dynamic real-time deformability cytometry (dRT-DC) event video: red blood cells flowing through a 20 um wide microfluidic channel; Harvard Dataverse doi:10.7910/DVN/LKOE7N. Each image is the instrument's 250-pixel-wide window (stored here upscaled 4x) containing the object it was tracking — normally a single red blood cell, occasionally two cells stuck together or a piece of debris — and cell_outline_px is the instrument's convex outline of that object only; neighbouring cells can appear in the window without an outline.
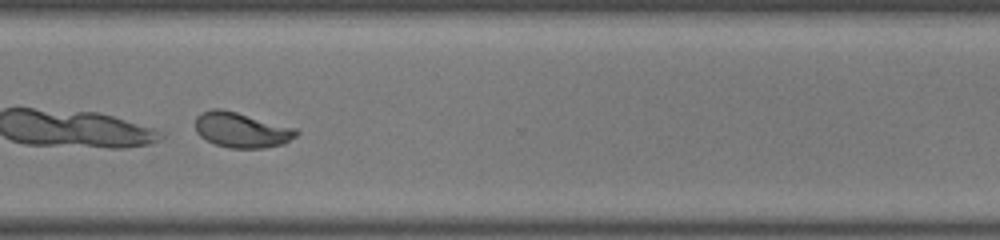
{"species": "common noctule bat (a hibernating species)", "species_latin": "Nyctalus noctula", "temperature_condition": "room temperature", "stored_images_in_passage": 43, "camera_frame_rate_fps": 3000, "um_per_image_px": 0.085, "animal": {"sex": "female", "body_mass_g": 22.0, "forearm_length_mm": 56.7}, "frame": {"image": 1, "passage_image": 33, "time_ms": 10.667, "image_size_px": [1000, 240], "cell_outline_px": [[300, 132], [296, 136], [284, 144], [264, 148], [228, 148], [216, 144], [200, 136], [196, 132], [196, 116], [212, 108], [220, 108], [236, 112], [296, 128]], "centroid_in_image_um": [20.55, 11.05], "position_along_channel_um": 350.1, "area_um2": 20.63}}